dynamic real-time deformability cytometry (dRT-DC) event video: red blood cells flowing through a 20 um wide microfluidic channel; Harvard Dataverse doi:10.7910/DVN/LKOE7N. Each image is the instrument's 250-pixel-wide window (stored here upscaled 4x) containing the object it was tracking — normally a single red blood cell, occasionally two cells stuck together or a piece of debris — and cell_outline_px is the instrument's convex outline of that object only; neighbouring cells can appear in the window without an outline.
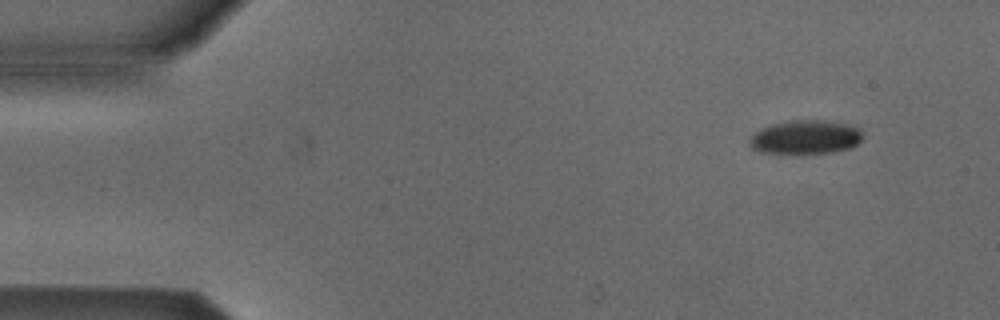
{"species": "Egyptian fruit bat (a non-hibernating species)", "species_latin": "Rousettus aegyptiacus", "temperature_condition": "cold", "stored_images_in_passage": 5, "camera_frame_rate_fps": 3000, "um_per_image_px": 0.085, "animal": {"sex": "male"}, "frame": {"image": 1, "passage_image": 2, "time_ms": 1.333, "image_size_px": [1000, 320], "cell_outline_px": [[864, 136], [856, 144], [848, 148], [832, 152], [764, 152], [752, 148], [748, 140], [760, 128], [772, 124], [792, 120], [824, 120], [852, 124], [860, 128]], "centroid_in_image_um": [68.51, 11.62], "position_along_channel_um": 16.5, "area_um2": 22.02}}
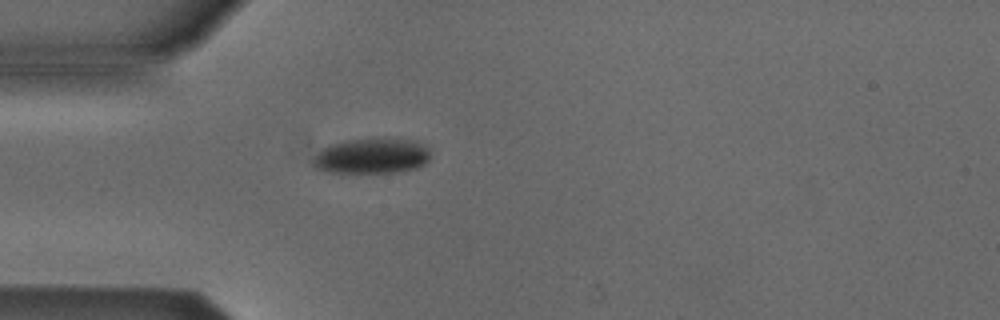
{"frame": {"image": 2, "passage_image": 5, "time_ms": 4.667, "image_size_px": [1000, 320], "cell_outline_px": [[428, 160], [424, 164], [416, 168], [400, 172], [328, 172], [316, 168], [312, 164], [312, 160], [328, 144], [348, 140], [376, 136], [400, 136], [416, 140], [424, 144], [428, 148]], "centroid_in_image_um": [31.66, 13.2], "position_along_channel_um": 53.3, "area_um2": 24.97}}